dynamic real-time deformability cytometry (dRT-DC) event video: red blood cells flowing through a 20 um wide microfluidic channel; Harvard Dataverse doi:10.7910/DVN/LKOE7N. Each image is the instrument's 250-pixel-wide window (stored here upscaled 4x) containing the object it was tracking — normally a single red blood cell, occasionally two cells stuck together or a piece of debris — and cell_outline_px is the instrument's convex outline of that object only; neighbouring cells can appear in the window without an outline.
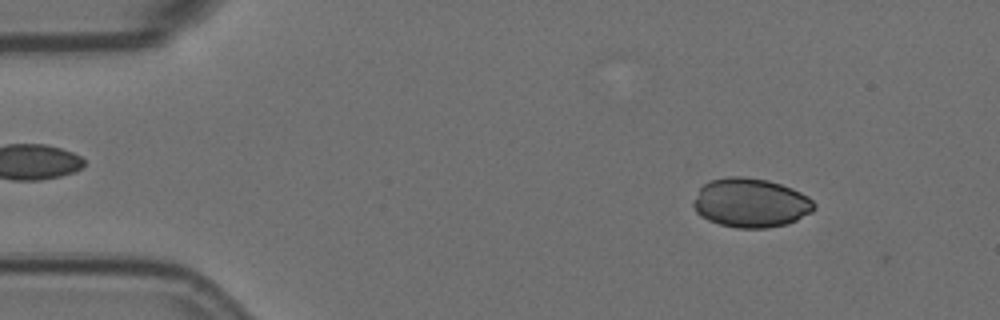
{"species": "Egyptian fruit bat (a non-hibernating species)", "species_latin": "Rousettus aegyptiacus", "temperature_condition": "room temperature", "stored_images_in_passage": 4, "camera_frame_rate_fps": 3000, "um_per_image_px": 0.085, "animal": {"sex": "female"}, "frame": {"image": 1, "passage_image": 1, "time_ms": 0.0, "image_size_px": [1000, 320], "cell_outline_px": [[816, 208], [812, 212], [788, 224], [768, 228], [736, 228], [720, 224], [708, 220], [700, 216], [696, 212], [692, 204], [692, 200], [700, 188], [708, 180], [728, 176], [740, 176], [768, 180], [792, 188], [808, 196], [816, 204]], "centroid_in_image_um": [63.8, 17.24], "position_along_channel_um": 21.2, "area_um2": 34.91}}